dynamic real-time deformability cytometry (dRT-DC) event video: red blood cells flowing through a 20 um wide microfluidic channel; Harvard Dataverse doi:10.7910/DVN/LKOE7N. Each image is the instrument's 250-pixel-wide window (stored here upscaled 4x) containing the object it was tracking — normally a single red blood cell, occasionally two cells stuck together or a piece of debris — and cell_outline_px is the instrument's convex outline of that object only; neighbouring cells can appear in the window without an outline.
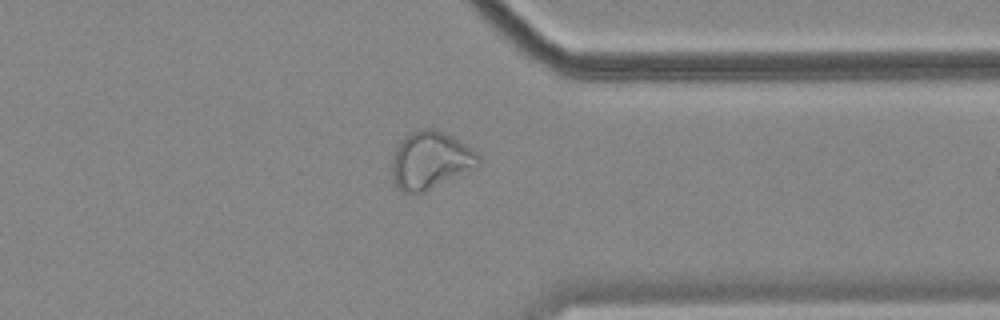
{"species": "common noctule bat (a hibernating species)", "species_latin": "Nyctalus noctula", "temperature_condition": "cold", "stored_images_in_passage": 53, "camera_frame_rate_fps": 3000, "um_per_image_px": 0.085, "animal": {"sex": "female", "body_mass_g": 18.4}, "frame": {"image": 1, "passage_image": 41, "time_ms": 13.333, "image_size_px": [1000, 320], "cell_outline_px": [[480, 164], [476, 168], [424, 192], [404, 192], [392, 184], [392, 152], [400, 140], [408, 132], [420, 128], [432, 128], [444, 132], [452, 136], [472, 148], [480, 156]], "centroid_in_image_um": [36.56, 13.6], "position_along_channel_um": 374.8, "area_um2": 29.48}}
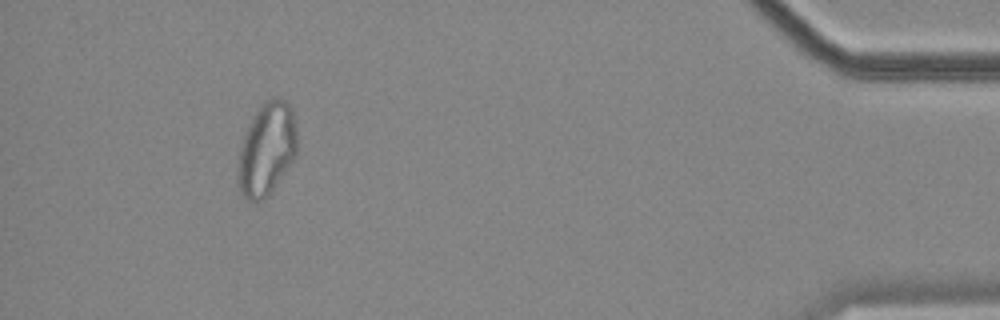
{"frame": {"image": 2, "passage_image": 49, "time_ms": 16.0, "image_size_px": [1000, 320], "cell_outline_px": [[296, 156], [272, 192], [264, 200], [248, 200], [240, 192], [236, 184], [236, 168], [240, 144], [244, 132], [248, 124], [260, 104], [264, 100], [272, 96], [284, 100], [292, 108], [296, 120]], "centroid_in_image_um": [22.64, 12.67], "position_along_channel_um": 412.6, "area_um2": 32.89}, "authors_computed_cell_mechanics": {"area_um2": 29.9982, "velocity_mm_per_s": 3.5818, "shape_relaxation_time_tau1_ms": null, "shape_relaxation_time_tau2_ms": 2.4454, "deformation_change_tau1": null, "deformation_change_tau2": 0.0924}}